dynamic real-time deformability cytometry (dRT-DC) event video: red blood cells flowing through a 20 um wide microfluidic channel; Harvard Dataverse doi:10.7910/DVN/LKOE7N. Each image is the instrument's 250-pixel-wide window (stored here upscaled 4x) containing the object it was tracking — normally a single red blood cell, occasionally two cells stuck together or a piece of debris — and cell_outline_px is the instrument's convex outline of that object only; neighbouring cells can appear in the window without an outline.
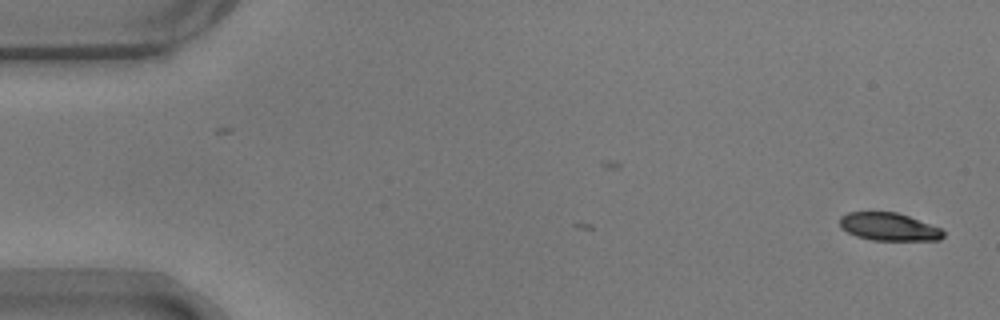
{"species": "common noctule bat (a hibernating species)", "species_latin": "Nyctalus noctula", "temperature_condition": "warm", "stored_images_in_passage": 9, "camera_frame_rate_fps": 3000, "um_per_image_px": 0.085, "animal": {"sex": "male", "body_mass_g": 17.9}, "frame": {"image": 1, "passage_image": 9, "time_ms": 2.667, "image_size_px": [1000, 320], "cell_outline_px": [[944, 236], [940, 240], [872, 240], [856, 236], [840, 228], [840, 216], [848, 212], [896, 212], [908, 216], [940, 228], [944, 232]], "centroid_in_image_um": [75.53, 19.28], "position_along_channel_um": 9.5, "area_um2": 16.7}}